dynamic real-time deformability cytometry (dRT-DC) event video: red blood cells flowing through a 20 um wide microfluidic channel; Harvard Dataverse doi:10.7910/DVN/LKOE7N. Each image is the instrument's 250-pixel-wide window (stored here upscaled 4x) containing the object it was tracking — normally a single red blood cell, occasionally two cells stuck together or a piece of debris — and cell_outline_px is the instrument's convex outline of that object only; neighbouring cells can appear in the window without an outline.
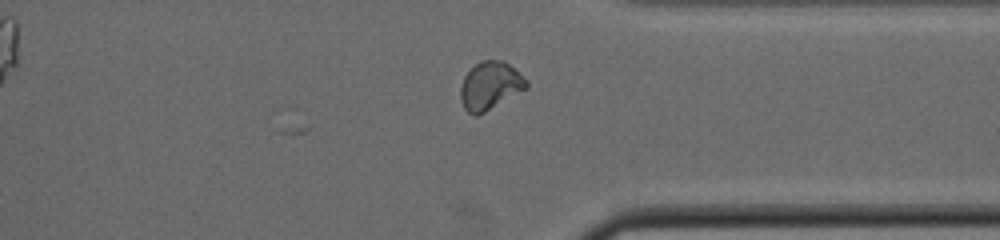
{"species": "common noctule bat (a hibernating species)", "species_latin": "Nyctalus noctula", "temperature_condition": "cold", "stored_images_in_passage": 27, "camera_frame_rate_fps": 3000, "um_per_image_px": 0.085, "animal": {"sex": "male", "body_mass_g": 19.0, "forearm_length_mm": 50.8}, "frame": {"image": 1, "passage_image": 27, "time_ms": 8.667, "image_size_px": [1000, 240], "cell_outline_px": [[528, 88], [484, 112], [476, 116], [472, 116], [464, 108], [460, 96], [460, 88], [464, 76], [480, 60], [504, 60], [528, 80]], "centroid_in_image_um": [41.67, 7.28], "position_along_channel_um": 369.7, "area_um2": 18.38}}